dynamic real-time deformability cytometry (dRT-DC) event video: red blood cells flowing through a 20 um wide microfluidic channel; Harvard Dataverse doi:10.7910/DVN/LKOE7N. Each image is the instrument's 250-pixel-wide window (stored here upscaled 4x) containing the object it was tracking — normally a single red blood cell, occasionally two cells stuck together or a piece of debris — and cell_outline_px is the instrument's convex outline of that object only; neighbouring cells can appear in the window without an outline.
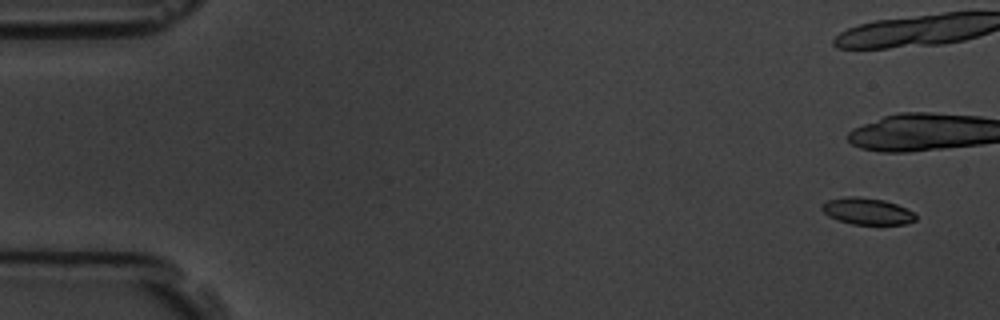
{"species": "common noctule bat (a hibernating species)", "species_latin": "Nyctalus noctula", "temperature_condition": "room temperature", "stored_images_in_passage": 10, "camera_frame_rate_fps": 3000, "um_per_image_px": 0.085, "animal": {"sex": "male", "body_mass_g": 19.5, "forearm_length_mm": 54.6}, "frame": {"image": 1, "passage_image": 1, "time_ms": 0.0, "image_size_px": [1000, 320], "cell_outline_px": [[916, 220], [904, 224], [880, 228], [852, 224], [828, 216], [820, 208], [820, 204], [828, 200], [848, 196], [856, 196], [884, 200], [896, 204], [912, 212], [916, 216]], "centroid_in_image_um": [73.72, 18.01], "position_along_channel_um": 11.3, "area_um2": 15.14}}